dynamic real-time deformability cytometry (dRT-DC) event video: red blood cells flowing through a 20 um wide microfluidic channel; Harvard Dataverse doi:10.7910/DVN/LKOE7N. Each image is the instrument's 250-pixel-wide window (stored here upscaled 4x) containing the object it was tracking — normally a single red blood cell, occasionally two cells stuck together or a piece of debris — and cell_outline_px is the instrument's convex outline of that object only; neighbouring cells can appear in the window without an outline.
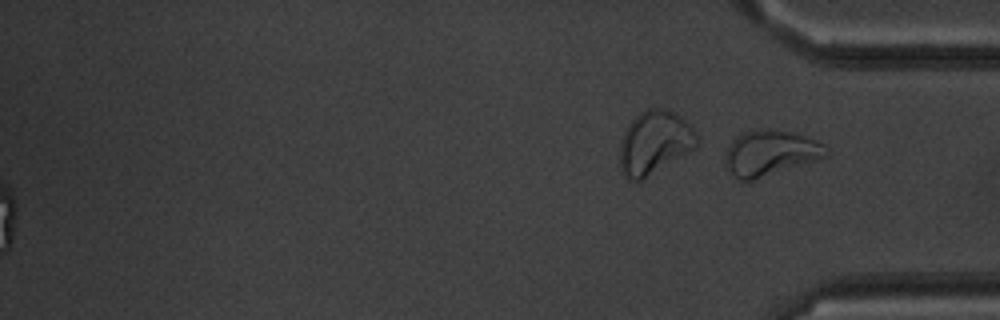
{"species": "common noctule bat (a hibernating species)", "species_latin": "Nyctalus noctula", "temperature_condition": "warm", "stored_images_in_passage": 55, "segment_of_instrument_passage": [2, 2], "camera_frame_rate_fps": 3000, "um_per_image_px": 0.085, "animal": {"sex": "male", "body_mass_g": 20.1, "forearm_length_mm": 53.5}, "frame": {"image": 1, "passage_image": 55, "time_ms": 18.0, "image_size_px": [1000, 320], "cell_outline_px": [[828, 156], [816, 160], [752, 180], [740, 180], [724, 164], [724, 156], [732, 140], [740, 132], [768, 128], [788, 132], [804, 136], [816, 140], [824, 144], [828, 148]], "centroid_in_image_um": [65.47, 12.98], "position_along_channel_um": 369.7, "area_um2": 26.41}}